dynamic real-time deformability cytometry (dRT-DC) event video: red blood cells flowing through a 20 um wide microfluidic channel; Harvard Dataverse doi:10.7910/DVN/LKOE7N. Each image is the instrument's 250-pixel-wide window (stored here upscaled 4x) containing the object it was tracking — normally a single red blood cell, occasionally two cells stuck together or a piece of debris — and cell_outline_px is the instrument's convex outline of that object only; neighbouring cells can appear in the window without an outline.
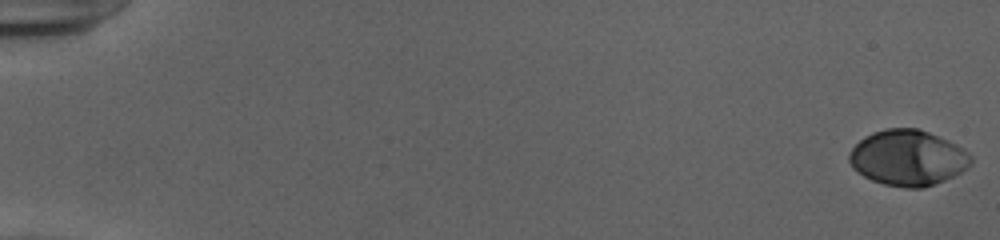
{"species": "human", "species_latin": "Homo sapiens", "temperature_condition": "cold", "stored_images_in_passage": 50, "camera_frame_rate_fps": 3000, "um_per_image_px": 0.085, "donor": {"sex": "female"}, "frame": {"image": 1, "passage_image": 1, "time_ms": 0.0, "image_size_px": [1000, 240], "cell_outline_px": [[972, 164], [968, 168], [944, 180], [924, 188], [904, 188], [884, 184], [872, 180], [856, 172], [852, 168], [848, 160], [848, 156], [852, 148], [864, 136], [872, 132], [884, 128], [916, 128], [928, 132], [948, 140], [956, 144], [972, 156]], "centroid_in_image_um": [77.15, 13.42], "position_along_channel_um": 7.9, "area_um2": 39.59}}
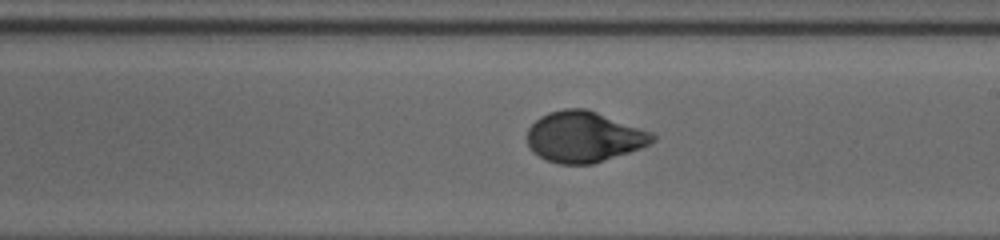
{"frame": {"image": 2, "passage_image": 33, "time_ms": 10.667, "image_size_px": [1000, 240], "cell_outline_px": [[656, 140], [640, 148], [592, 164], [560, 164], [544, 160], [532, 152], [528, 144], [528, 128], [540, 116], [548, 112], [564, 108], [588, 108], [652, 132], [656, 136]], "centroid_in_image_um": [49.62, 11.62], "position_along_channel_um": 239.4, "area_um2": 37.22}}
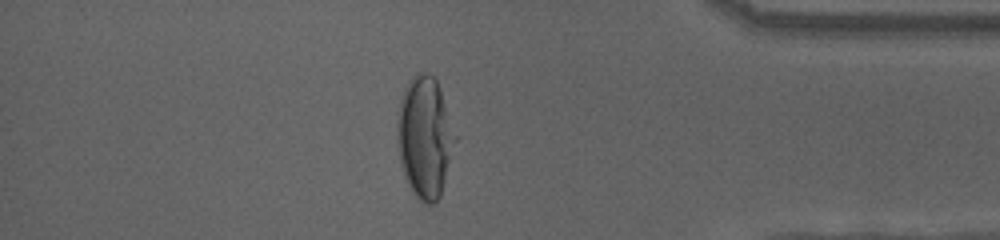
{"frame": {"image": 3, "passage_image": 47, "time_ms": 15.333, "image_size_px": [1000, 240], "cell_outline_px": [[460, 136], [440, 196], [432, 204], [428, 204], [420, 200], [412, 192], [404, 176], [400, 160], [396, 140], [396, 112], [404, 88], [412, 76], [416, 72], [428, 72], [436, 80], [440, 88]], "centroid_in_image_um": [36.14, 11.62], "position_along_channel_um": 399.1, "area_um2": 42.37}}